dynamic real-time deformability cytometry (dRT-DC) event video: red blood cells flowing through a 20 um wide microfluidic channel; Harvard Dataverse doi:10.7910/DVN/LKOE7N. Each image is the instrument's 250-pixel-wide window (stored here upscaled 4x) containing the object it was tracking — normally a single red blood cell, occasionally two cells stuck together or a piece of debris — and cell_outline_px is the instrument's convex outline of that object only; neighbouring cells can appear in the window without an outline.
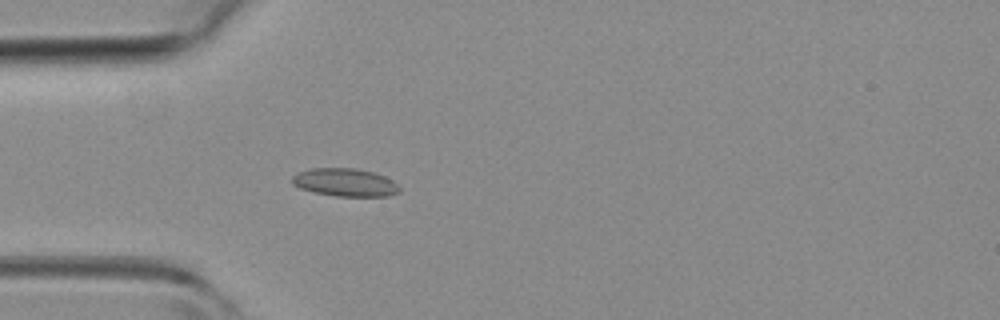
{"species": "common noctule bat (a hibernating species)", "species_latin": "Nyctalus noctula", "temperature_condition": "room temperature", "stored_images_in_passage": 3, "camera_frame_rate_fps": 3000, "um_per_image_px": 0.085, "animal": {"sex": "female", "body_mass_g": 19.3, "forearm_length_mm": 54.1}, "frame": {"image": 1, "passage_image": 3, "time_ms": 2.333, "image_size_px": [1000, 320], "cell_outline_px": [[400, 192], [388, 196], [336, 196], [316, 192], [300, 188], [292, 184], [292, 176], [300, 172], [312, 168], [356, 168], [372, 172], [384, 176], [392, 180], [400, 188]], "centroid_in_image_um": [29.34, 15.5], "position_along_channel_um": 55.7, "area_um2": 17.34}}